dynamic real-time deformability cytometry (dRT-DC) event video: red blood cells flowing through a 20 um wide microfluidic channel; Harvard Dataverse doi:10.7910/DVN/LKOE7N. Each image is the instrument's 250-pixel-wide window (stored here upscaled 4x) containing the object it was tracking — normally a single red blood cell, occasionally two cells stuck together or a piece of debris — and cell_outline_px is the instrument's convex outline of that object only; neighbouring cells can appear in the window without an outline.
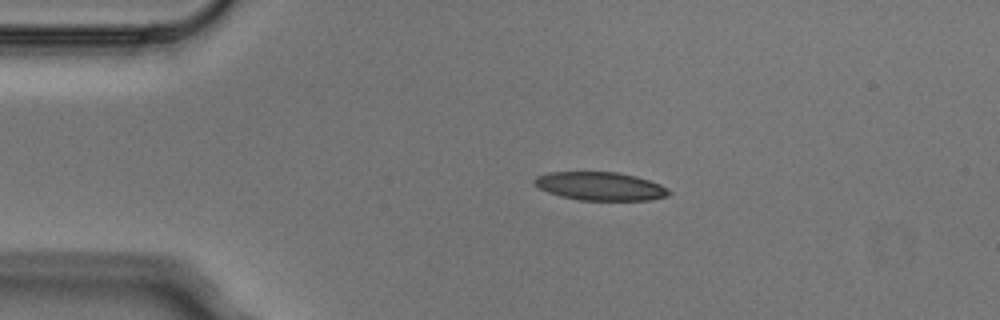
{"species": "Egyptian fruit bat (a non-hibernating species)", "species_latin": "Rousettus aegyptiacus", "temperature_condition": "cold", "stored_images_in_passage": 2, "camera_frame_rate_fps": 3000, "um_per_image_px": 0.085, "animal": {"sex": "male"}, "frame": {"image": 1, "passage_image": 1, "time_ms": 0.0, "image_size_px": [1000, 320], "cell_outline_px": [[672, 192], [668, 196], [652, 200], [580, 200], [560, 196], [548, 192], [532, 184], [532, 180], [536, 176], [548, 172], [616, 172], [636, 176], [660, 184], [668, 188]], "centroid_in_image_um": [51.02, 15.83], "position_along_channel_um": 34.0, "area_um2": 22.37}}
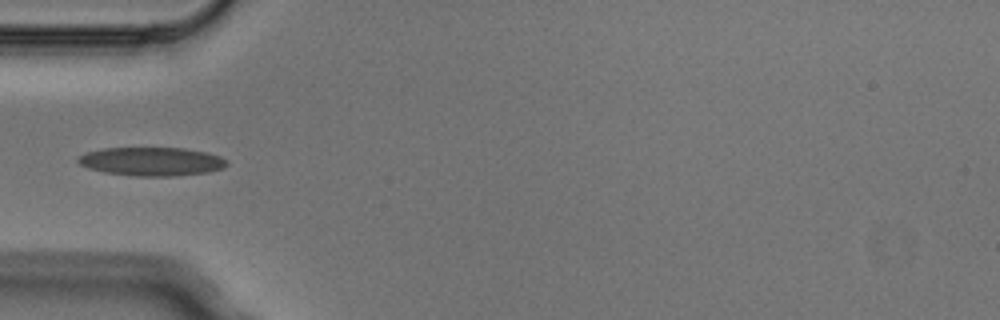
{"frame": {"image": 2, "passage_image": 2, "time_ms": 0.333, "image_size_px": [1000, 320], "cell_outline_px": [[228, 164], [224, 168], [208, 172], [172, 176], [136, 176], [104, 172], [88, 168], [80, 164], [76, 160], [80, 156], [88, 152], [104, 148], [184, 148], [208, 152], [220, 156], [228, 160]], "centroid_in_image_um": [12.94, 13.72], "position_along_channel_um": 72.1, "area_um2": 24.8}}